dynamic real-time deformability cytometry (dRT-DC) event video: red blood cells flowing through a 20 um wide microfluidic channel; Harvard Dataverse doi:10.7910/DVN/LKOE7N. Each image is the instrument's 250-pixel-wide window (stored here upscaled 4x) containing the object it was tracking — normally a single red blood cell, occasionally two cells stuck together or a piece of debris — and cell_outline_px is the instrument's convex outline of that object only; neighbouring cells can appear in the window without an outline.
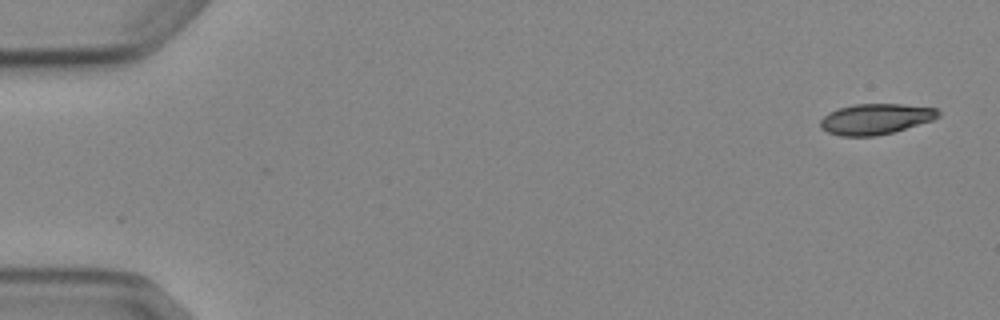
{"species": "Egyptian fruit bat (a non-hibernating species)", "species_latin": "Rousettus aegyptiacus", "temperature_condition": "cold", "stored_images_in_passage": 5, "camera_frame_rate_fps": 3000, "um_per_image_px": 0.085, "animal": {"sex": "female"}, "frame": {"image": 1, "passage_image": 1, "time_ms": 0.0, "image_size_px": [1000, 320], "cell_outline_px": [[940, 116], [932, 120], [892, 132], [876, 136], [840, 136], [828, 132], [820, 128], [820, 120], [828, 112], [852, 104], [900, 104], [936, 108], [940, 112]], "centroid_in_image_um": [74.4, 10.11], "position_along_channel_um": 10.6, "area_um2": 20.98}}
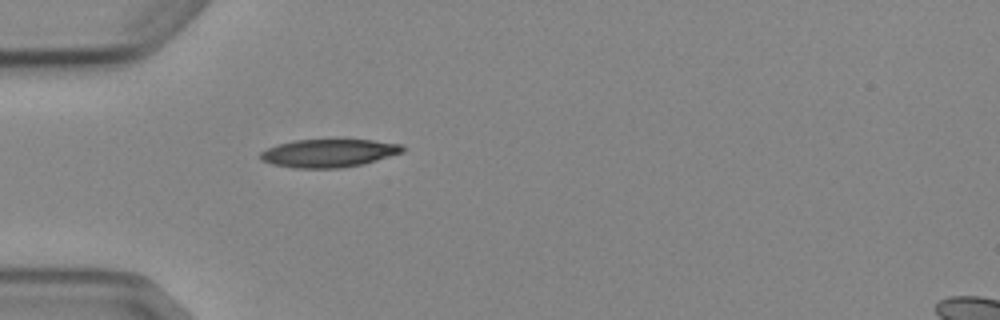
{"frame": {"image": 2, "passage_image": 5, "time_ms": 4.667, "image_size_px": [1000, 320], "cell_outline_px": [[404, 152], [376, 160], [360, 164], [340, 168], [292, 168], [272, 164], [260, 160], [260, 152], [268, 148], [280, 144], [296, 140], [344, 136], [400, 144], [404, 148]], "centroid_in_image_um": [27.95, 12.96], "position_along_channel_um": 57.0, "area_um2": 24.1}}